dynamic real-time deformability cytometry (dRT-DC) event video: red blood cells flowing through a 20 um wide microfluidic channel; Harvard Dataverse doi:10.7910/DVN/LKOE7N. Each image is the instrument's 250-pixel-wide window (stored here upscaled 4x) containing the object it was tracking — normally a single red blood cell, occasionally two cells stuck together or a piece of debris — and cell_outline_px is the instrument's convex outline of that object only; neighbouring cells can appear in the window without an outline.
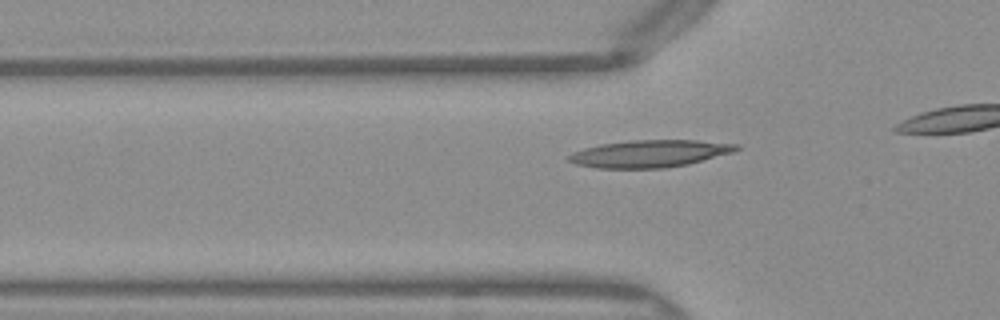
{"species": "Egyptian fruit bat (a non-hibernating species)", "species_latin": "Rousettus aegyptiacus", "temperature_condition": "warm", "stored_images_in_passage": 10, "camera_frame_rate_fps": 3000, "um_per_image_px": 0.085, "frame": {"image": 1, "passage_image": 4, "time_ms": 1.0, "image_size_px": [1000, 320], "cell_outline_px": [[740, 148], [732, 152], [688, 164], [664, 168], [596, 168], [576, 164], [568, 160], [568, 156], [572, 152], [584, 148], [600, 144], [632, 140], [696, 140], [740, 144]], "centroid_in_image_um": [55.21, 13.05], "position_along_channel_um": 70.6, "area_um2": 26.53}}
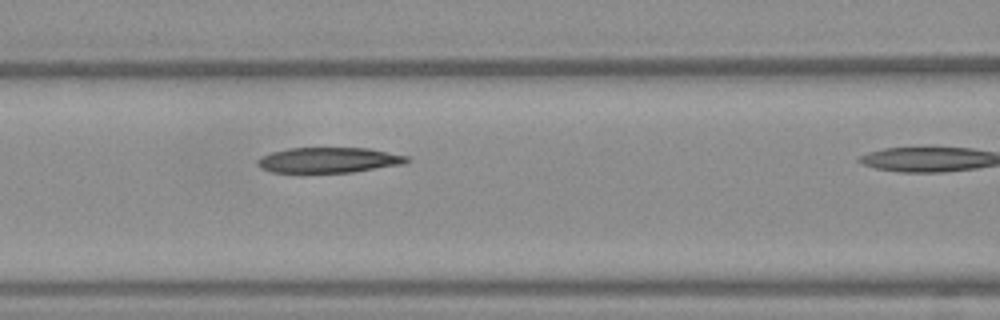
{"frame": {"image": 2, "passage_image": 9, "time_ms": 2.667, "image_size_px": [1000, 320], "cell_outline_px": [[412, 160], [404, 164], [352, 172], [304, 176], [272, 172], [260, 168], [256, 164], [256, 160], [260, 156], [272, 152], [288, 148], [368, 148], [408, 156]], "centroid_in_image_um": [27.86, 13.66], "position_along_channel_um": 138.7, "area_um2": 23.29}}